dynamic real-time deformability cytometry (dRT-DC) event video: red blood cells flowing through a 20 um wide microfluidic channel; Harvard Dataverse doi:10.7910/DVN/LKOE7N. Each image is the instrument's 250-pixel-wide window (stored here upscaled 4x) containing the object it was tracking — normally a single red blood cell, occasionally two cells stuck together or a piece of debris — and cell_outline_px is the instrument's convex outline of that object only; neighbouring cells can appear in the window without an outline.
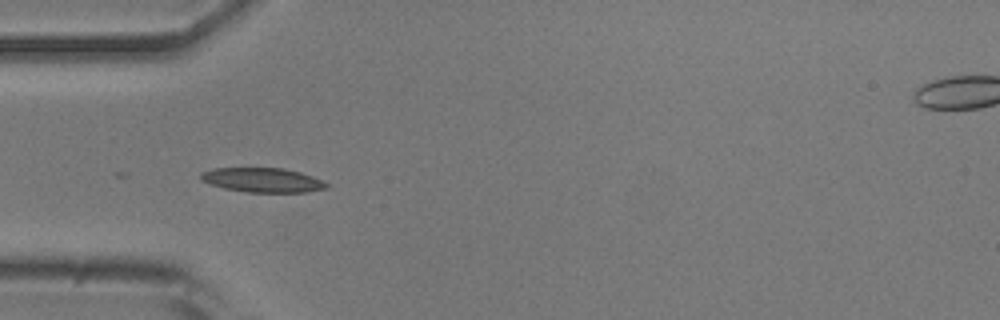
{"species": "common noctule bat (a hibernating species)", "species_latin": "Nyctalus noctula", "temperature_condition": "room temperature", "stored_images_in_passage": 37, "camera_frame_rate_fps": 3000, "um_per_image_px": 0.085, "animal": {"sex": "male", "body_mass_g": 20.5, "forearm_length_mm": 52.5}, "frame": {"image": 1, "passage_image": 1, "time_ms": 0.0, "image_size_px": [1000, 320], "cell_outline_px": [[328, 188], [308, 192], [248, 192], [224, 188], [200, 180], [200, 172], [212, 168], [284, 168], [300, 172], [312, 176], [328, 184]], "centroid_in_image_um": [22.31, 15.3], "position_along_channel_um": 62.7, "area_um2": 17.86}}
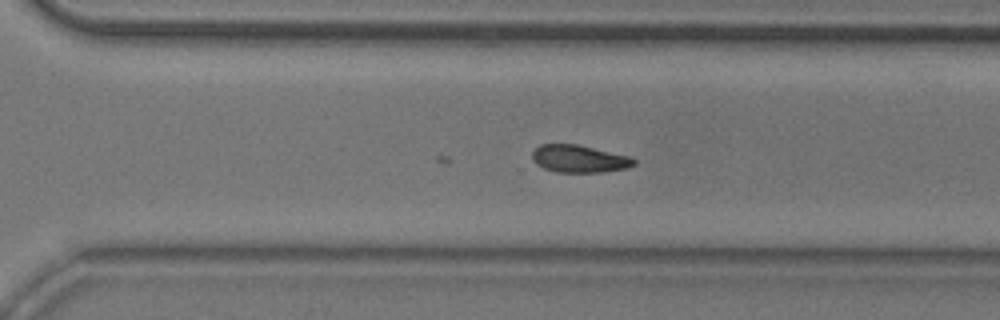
{"frame": {"image": 2, "passage_image": 21, "time_ms": 6.667, "image_size_px": [1000, 320], "cell_outline_px": [[636, 164], [628, 168], [604, 172], [556, 172], [544, 168], [536, 164], [532, 160], [532, 152], [540, 144], [576, 144], [632, 156], [636, 160]], "centroid_in_image_um": [49.26, 13.5], "position_along_channel_um": 321.3, "area_um2": 16.47}}
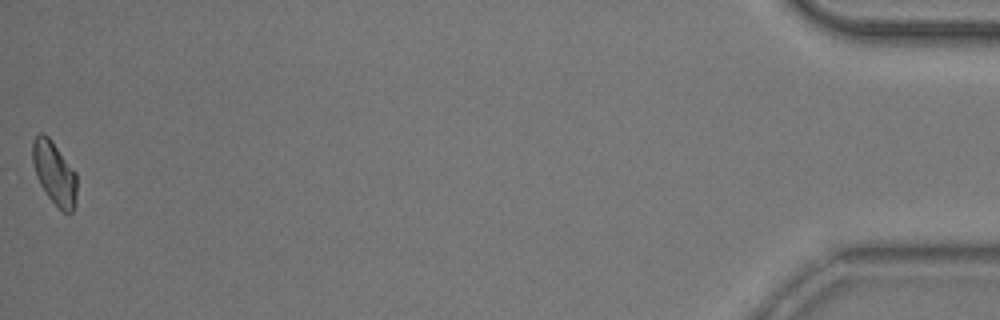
{"frame": {"image": 3, "passage_image": 37, "time_ms": 12.0, "image_size_px": [1000, 320], "cell_outline_px": [[76, 208], [72, 212], [64, 212], [48, 196], [40, 184], [36, 176], [32, 160], [32, 140], [40, 132], [44, 132], [48, 136], [76, 172]], "centroid_in_image_um": [4.62, 14.69], "position_along_channel_um": 430.6, "area_um2": 16.24}}